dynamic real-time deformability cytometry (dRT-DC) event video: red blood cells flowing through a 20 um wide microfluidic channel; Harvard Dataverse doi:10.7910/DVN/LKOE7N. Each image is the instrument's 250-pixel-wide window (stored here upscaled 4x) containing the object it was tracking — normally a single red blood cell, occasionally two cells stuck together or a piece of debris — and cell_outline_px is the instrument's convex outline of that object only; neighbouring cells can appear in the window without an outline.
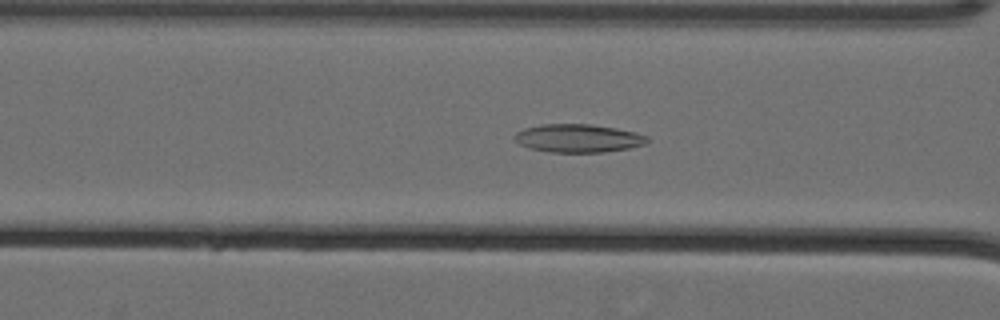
{"species": "Egyptian fruit bat (a non-hibernating species)", "species_latin": "Rousettus aegyptiacus", "temperature_condition": "cold", "stored_images_in_passage": 49, "camera_frame_rate_fps": 3000, "um_per_image_px": 0.085, "animal": {"sex": "female"}, "frame": {"image": 1, "passage_image": 17, "time_ms": 5.333, "image_size_px": [1000, 320], "cell_outline_px": [[648, 140], [644, 144], [628, 148], [604, 152], [548, 152], [528, 148], [520, 144], [512, 136], [516, 132], [524, 128], [544, 124], [592, 124], [616, 128], [636, 132], [648, 136]], "centroid_in_image_um": [49.12, 11.75], "position_along_channel_um": 117.5, "area_um2": 21.85}}
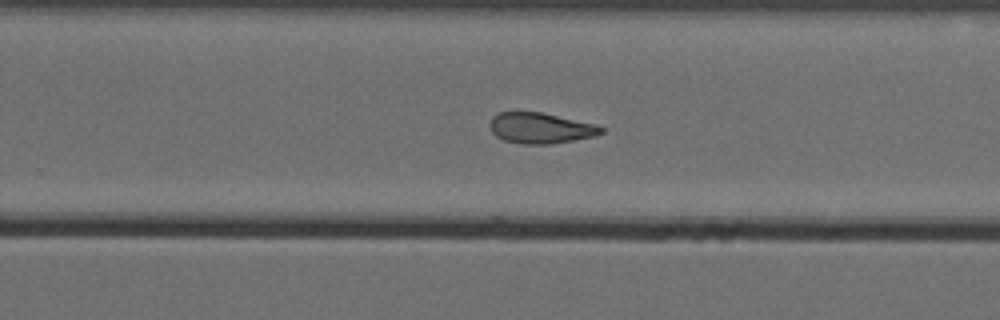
{"frame": {"image": 2, "passage_image": 31, "time_ms": 10.0, "image_size_px": [1000, 320], "cell_outline_px": [[604, 132], [596, 136], [548, 144], [520, 144], [504, 140], [496, 136], [492, 132], [488, 124], [488, 120], [496, 112], [540, 112], [596, 124], [604, 128]], "centroid_in_image_um": [45.9, 10.88], "position_along_channel_um": 283.9, "area_um2": 20.06}}
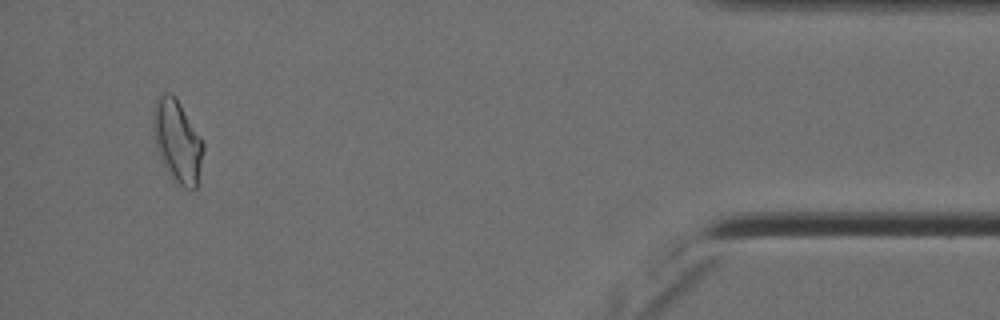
{"frame": {"image": 3, "passage_image": 47, "time_ms": 15.333, "image_size_px": [1000, 320], "cell_outline_px": [[204, 148], [196, 188], [184, 188], [172, 176], [164, 164], [156, 148], [152, 128], [152, 112], [156, 96], [160, 92], [172, 92], [180, 104], [200, 136], [204, 144]], "centroid_in_image_um": [15.04, 11.91], "position_along_channel_um": 420.2, "area_um2": 23.87}, "authors_computed_cell_mechanics": {"area_um2": 21.5016, "velocity_mm_per_s": 3.5688, "shape_relaxation_time_tau1_ms": null, "shape_relaxation_time_tau2_ms": 3.1685, "deformation_change_tau1": null, "deformation_change_tau2": 0.1074}}